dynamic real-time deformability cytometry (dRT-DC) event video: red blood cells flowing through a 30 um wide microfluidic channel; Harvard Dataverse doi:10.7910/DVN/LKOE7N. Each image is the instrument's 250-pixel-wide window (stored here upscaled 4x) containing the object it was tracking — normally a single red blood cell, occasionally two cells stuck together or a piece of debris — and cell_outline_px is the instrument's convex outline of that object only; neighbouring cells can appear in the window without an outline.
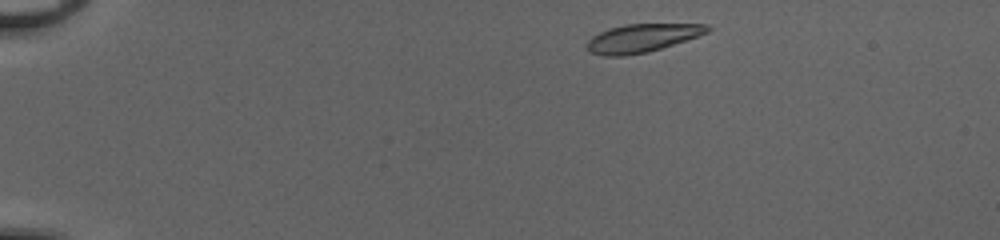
{"species": "common noctule bat (a hibernating species)", "species_latin": "Nyctalus noctula", "temperature_condition": "cold", "stored_images_in_passage": 44, "camera_frame_rate_fps": 3000, "um_per_image_px": 0.085, "animal": {"sex": "female", "body_mass_g": 20.0, "forearm_length_mm": 54.0}, "frame": {"image": 1, "passage_image": 2, "time_ms": 0.333, "image_size_px": [1000, 240], "cell_outline_px": [[712, 28], [708, 32], [648, 52], [624, 56], [604, 56], [592, 52], [588, 48], [588, 40], [592, 36], [608, 28], [624, 24], [708, 24]], "centroid_in_image_um": [54.56, 3.22], "position_along_channel_um": 30.4, "area_um2": 19.54}}
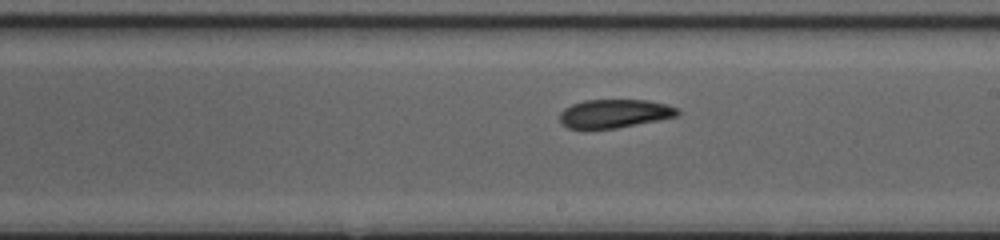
{"frame": {"image": 2, "passage_image": 24, "time_ms": 7.667, "image_size_px": [1000, 240], "cell_outline_px": [[680, 112], [676, 116], [616, 128], [584, 132], [568, 128], [560, 120], [560, 112], [564, 108], [572, 104], [584, 100], [648, 100], [668, 104], [680, 108]], "centroid_in_image_um": [52.18, 9.68], "position_along_channel_um": 236.8, "area_um2": 20.11}}
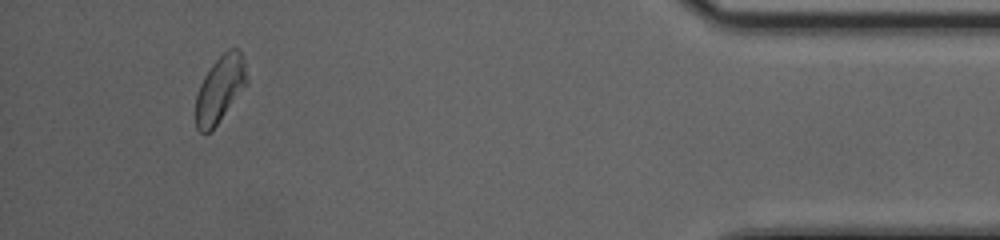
{"frame": {"image": 3, "passage_image": 41, "time_ms": 13.333, "image_size_px": [1000, 240], "cell_outline_px": [[248, 84], [216, 124], [208, 132], [200, 132], [196, 128], [196, 96], [200, 84], [204, 76], [212, 64], [228, 48], [240, 48], [244, 56], [248, 80]], "centroid_in_image_um": [18.73, 7.51], "position_along_channel_um": 416.5, "area_um2": 19.77}, "authors_computed_cell_mechanics": {"area_um2": 20.1433, "velocity_mm_per_s": 4.0868, "shape_relaxation_time_tau1_ms": 6.2119, "shape_relaxation_time_tau2_ms": 3.3382, "deformation_change_tau1": 0.1199, "deformation_change_tau2": 0.0895}}